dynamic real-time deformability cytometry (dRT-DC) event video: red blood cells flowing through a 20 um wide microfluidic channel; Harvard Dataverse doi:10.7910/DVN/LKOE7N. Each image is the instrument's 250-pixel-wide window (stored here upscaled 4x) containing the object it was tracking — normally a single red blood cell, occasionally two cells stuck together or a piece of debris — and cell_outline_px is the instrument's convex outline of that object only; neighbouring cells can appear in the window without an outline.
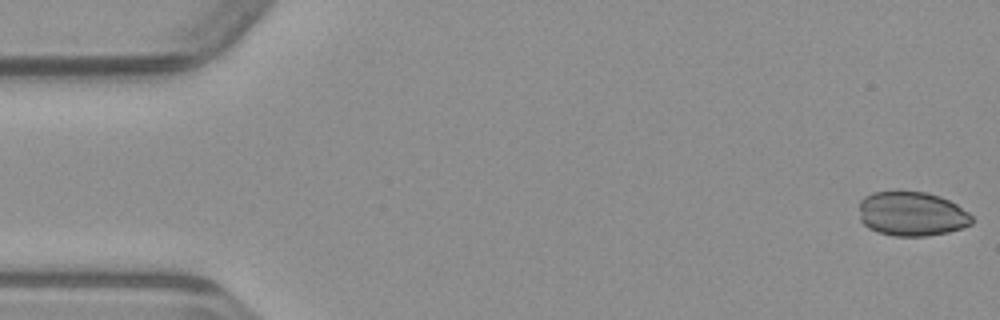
{"species": "common noctule bat (a hibernating species)", "species_latin": "Nyctalus noctula", "temperature_condition": "warm", "stored_images_in_passage": 49, "camera_frame_rate_fps": 3000, "um_per_image_px": 0.085, "animal": {"sex": "male", "body_mass_g": 23.1, "forearm_length_mm": 52.7}, "frame": {"image": 1, "passage_image": 1, "time_ms": 0.0, "image_size_px": [1000, 320], "cell_outline_px": [[972, 224], [948, 232], [928, 236], [892, 236], [876, 232], [868, 228], [860, 220], [860, 200], [864, 196], [872, 192], [928, 192], [940, 196], [956, 204], [968, 212], [972, 216]], "centroid_in_image_um": [77.48, 18.19], "position_along_channel_um": 7.5, "area_um2": 29.25}}
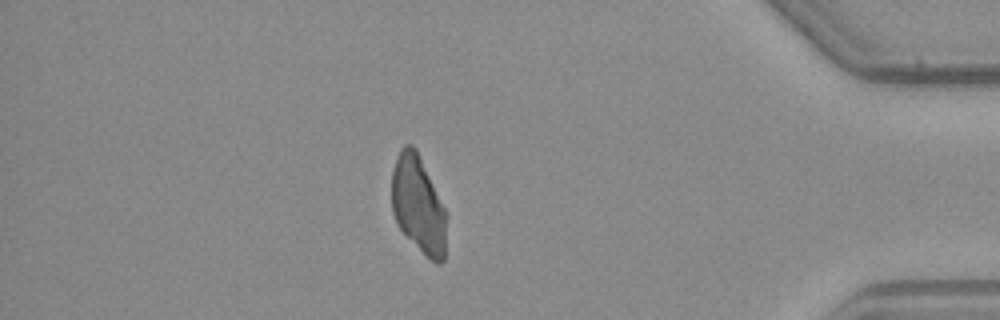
{"frame": {"image": 2, "passage_image": 42, "time_ms": 13.667, "image_size_px": [1000, 320], "cell_outline_px": [[444, 260], [440, 264], [436, 264], [396, 224], [392, 212], [392, 172], [400, 148], [404, 144], [412, 144], [416, 148], [444, 208]], "centroid_in_image_um": [35.51, 17.33], "position_along_channel_um": 399.7, "area_um2": 30.0}}